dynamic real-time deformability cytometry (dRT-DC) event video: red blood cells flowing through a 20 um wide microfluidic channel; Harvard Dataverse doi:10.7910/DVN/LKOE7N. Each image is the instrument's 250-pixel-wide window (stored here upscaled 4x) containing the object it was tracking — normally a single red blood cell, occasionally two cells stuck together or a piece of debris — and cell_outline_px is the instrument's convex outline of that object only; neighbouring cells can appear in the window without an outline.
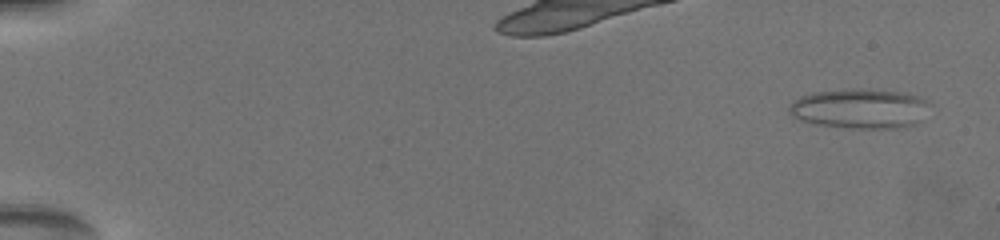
{"species": "common noctule bat (a hibernating species)", "species_latin": "Nyctalus noctula", "temperature_condition": "warm", "stored_images_in_passage": 10, "camera_frame_rate_fps": 3000, "um_per_image_px": 0.085, "animal": {"sex": "female", "body_mass_g": 19.5, "forearm_length_mm": 54.1}, "frame": {"image": 1, "passage_image": 3, "time_ms": 0.333, "image_size_px": [1000, 240], "cell_outline_px": [[932, 104], [920, 120], [912, 124], [896, 128], [848, 128], [820, 124], [800, 120], [792, 116], [788, 112], [788, 108], [800, 96], [812, 92], [904, 92], [920, 96], [928, 100]], "centroid_in_image_um": [73.13, 9.28], "position_along_channel_um": 11.9, "area_um2": 31.33}}